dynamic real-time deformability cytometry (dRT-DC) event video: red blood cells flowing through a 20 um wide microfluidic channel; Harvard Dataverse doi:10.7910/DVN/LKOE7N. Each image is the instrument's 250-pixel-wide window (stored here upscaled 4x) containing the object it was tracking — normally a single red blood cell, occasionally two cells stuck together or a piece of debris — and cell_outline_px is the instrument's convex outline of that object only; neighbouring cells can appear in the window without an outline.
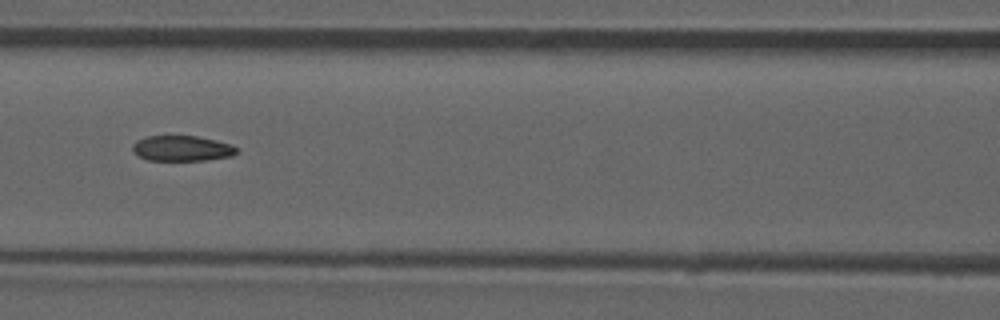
{"species": "common noctule bat (a hibernating species)", "species_latin": "Nyctalus noctula", "temperature_condition": "room temperature", "stored_images_in_passage": 52, "camera_frame_rate_fps": 3000, "um_per_image_px": 0.085, "animal": {"sex": "male", "forearm_length_mm": 52.5}, "frame": {"image": 1, "passage_image": 23, "time_ms": 7.333, "image_size_px": [1000, 320], "cell_outline_px": [[236, 152], [232, 156], [204, 160], [148, 160], [132, 152], [132, 144], [136, 140], [148, 136], [196, 136], [216, 140], [232, 144], [236, 148]], "centroid_in_image_um": [15.44, 12.6], "position_along_channel_um": 151.2, "area_um2": 15.37}, "authors_computed_cell_mechanics": {"area_um2": 16.473, "velocity_mm_per_s": 3.9322, "shape_relaxation_time_tau1_ms": null, "shape_relaxation_time_tau2_ms": 2.0259, "deformation_change_tau1": null, "deformation_change_tau2": 0.0879}}